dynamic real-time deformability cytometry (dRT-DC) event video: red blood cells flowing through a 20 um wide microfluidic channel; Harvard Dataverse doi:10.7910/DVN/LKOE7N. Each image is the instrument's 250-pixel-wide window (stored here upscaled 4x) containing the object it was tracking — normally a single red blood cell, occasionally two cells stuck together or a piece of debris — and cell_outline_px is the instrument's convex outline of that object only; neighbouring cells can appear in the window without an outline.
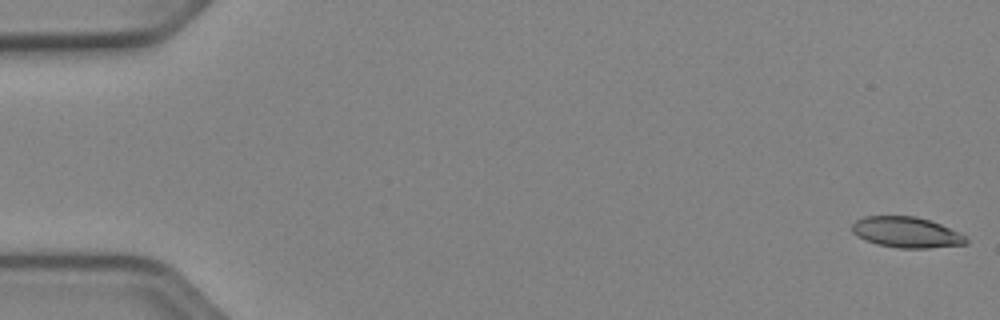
{"species": "Egyptian fruit bat (a non-hibernating species)", "species_latin": "Rousettus aegyptiacus", "temperature_condition": "cold", "stored_images_in_passage": 6, "camera_frame_rate_fps": 3000, "um_per_image_px": 0.085, "animal": {"sex": "female"}, "frame": {"image": 1, "passage_image": 1, "time_ms": 0.0, "image_size_px": [1000, 320], "cell_outline_px": [[968, 244], [928, 248], [900, 248], [876, 244], [852, 232], [852, 224], [856, 220], [864, 216], [916, 216], [932, 220], [960, 232], [968, 240]], "centroid_in_image_um": [77.09, 19.73], "position_along_channel_um": 7.9, "area_um2": 20.46}}